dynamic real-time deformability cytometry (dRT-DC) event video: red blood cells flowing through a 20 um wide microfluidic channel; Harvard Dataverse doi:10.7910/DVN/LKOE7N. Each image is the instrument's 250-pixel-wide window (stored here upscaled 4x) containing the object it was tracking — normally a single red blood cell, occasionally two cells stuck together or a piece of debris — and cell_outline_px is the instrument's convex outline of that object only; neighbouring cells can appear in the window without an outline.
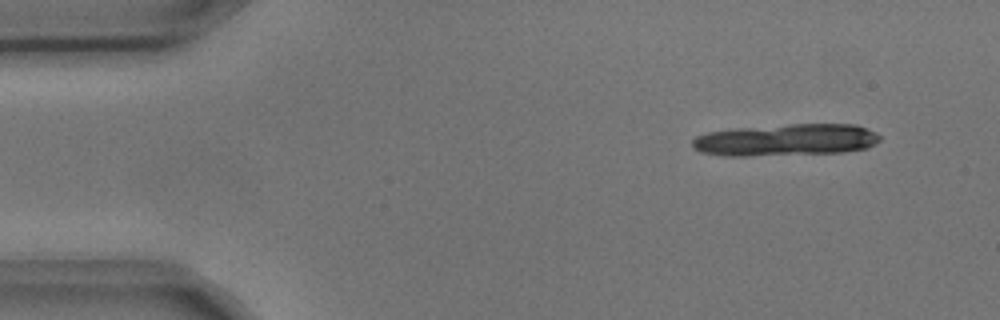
{"species": "common noctule bat (a hibernating species)", "species_latin": "Nyctalus noctula", "temperature_condition": "cold", "stored_images_in_passage": 4, "camera_frame_rate_fps": 3000, "um_per_image_px": 0.085, "animal": {"sex": "male", "body_mass_g": 17.9, "forearm_length_mm": 54.2}, "frame": {"image": 1, "passage_image": 1, "time_ms": 0.0, "image_size_px": [1000, 320], "cell_outline_px": [[880, 140], [868, 148], [844, 152], [748, 156], [724, 156], [700, 152], [692, 148], [692, 140], [696, 136], [708, 132], [736, 128], [792, 124], [856, 124], [868, 128], [876, 132], [880, 136]], "centroid_in_image_um": [66.81, 11.89], "position_along_channel_um": 18.2, "area_um2": 35.2}}
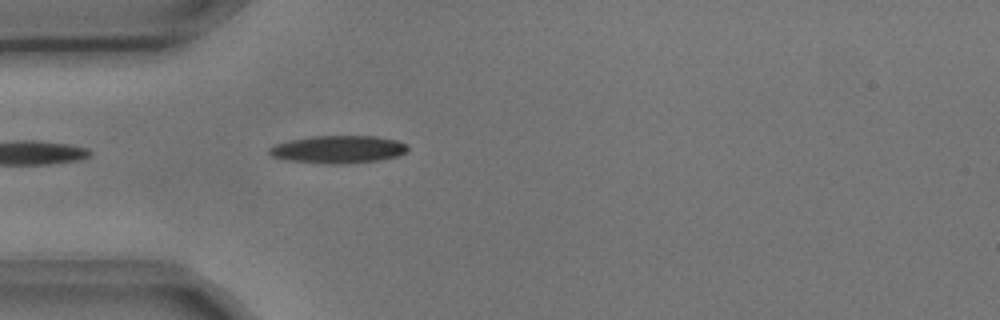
{"frame": {"image": 2, "passage_image": 4, "time_ms": 1.0, "image_size_px": [1000, 320], "cell_outline_px": [[408, 148], [404, 152], [396, 156], [376, 160], [344, 164], [324, 164], [284, 160], [272, 156], [268, 152], [268, 148], [272, 144], [288, 140], [312, 136], [376, 136], [396, 140], [408, 144]], "centroid_in_image_um": [28.66, 12.69], "position_along_channel_um": 56.3, "area_um2": 22.48}}